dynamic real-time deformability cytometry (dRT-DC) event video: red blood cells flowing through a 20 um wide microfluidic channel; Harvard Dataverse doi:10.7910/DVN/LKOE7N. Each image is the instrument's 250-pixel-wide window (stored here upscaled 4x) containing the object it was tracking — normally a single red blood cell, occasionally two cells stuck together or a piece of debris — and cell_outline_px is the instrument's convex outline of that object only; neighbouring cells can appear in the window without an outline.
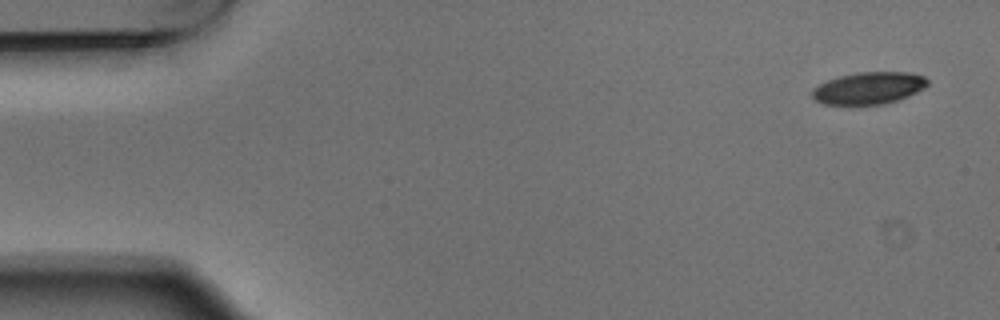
{"species": "Egyptian fruit bat (a non-hibernating species)", "species_latin": "Rousettus aegyptiacus", "temperature_condition": "warm", "stored_images_in_passage": 6, "camera_frame_rate_fps": 3000, "um_per_image_px": 0.085, "animal": {"sex": "male"}, "frame": {"image": 1, "passage_image": 1, "time_ms": 0.0, "image_size_px": [1000, 320], "cell_outline_px": [[928, 84], [924, 88], [908, 96], [884, 104], [824, 104], [816, 100], [812, 96], [812, 88], [828, 80], [840, 76], [856, 72], [908, 72], [924, 76], [928, 80]], "centroid_in_image_um": [73.85, 7.48], "position_along_channel_um": 11.1, "area_um2": 21.39}}
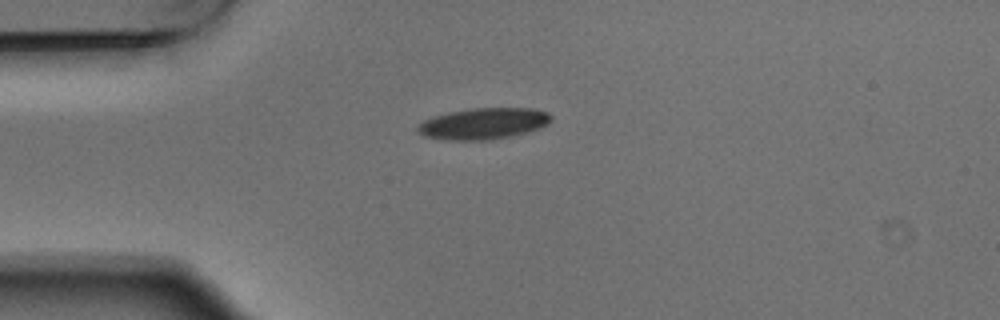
{"frame": {"image": 2, "passage_image": 4, "time_ms": 1.0, "image_size_px": [1000, 320], "cell_outline_px": [[552, 120], [548, 124], [540, 128], [512, 136], [488, 140], [448, 140], [424, 136], [416, 132], [416, 128], [424, 120], [432, 116], [448, 112], [472, 108], [532, 108], [548, 112], [552, 116]], "centroid_in_image_um": [41.09, 10.5], "position_along_channel_um": 43.9, "area_um2": 24.51}}
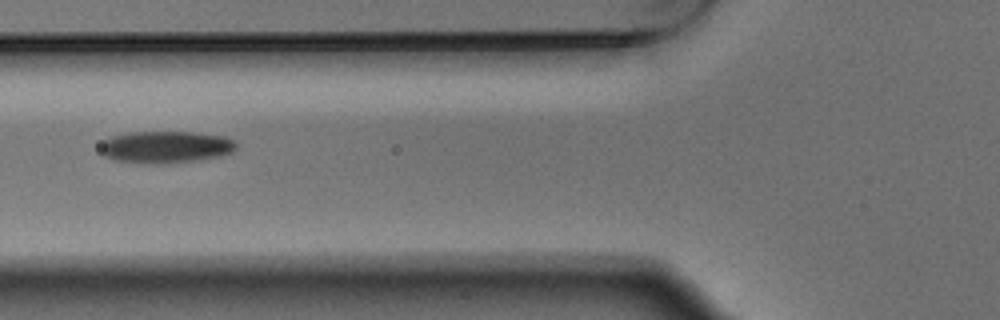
{"frame": {"image": 3, "passage_image": 6, "time_ms": 1.667, "image_size_px": [1000, 320], "cell_outline_px": [[236, 148], [232, 152], [216, 156], [192, 160], [116, 160], [104, 156], [100, 148], [100, 144], [104, 140], [112, 136], [128, 132], [192, 132], [224, 136], [232, 140], [236, 144]], "centroid_in_image_um": [14.08, 12.42], "position_along_channel_um": 111.7, "area_um2": 23.81}}